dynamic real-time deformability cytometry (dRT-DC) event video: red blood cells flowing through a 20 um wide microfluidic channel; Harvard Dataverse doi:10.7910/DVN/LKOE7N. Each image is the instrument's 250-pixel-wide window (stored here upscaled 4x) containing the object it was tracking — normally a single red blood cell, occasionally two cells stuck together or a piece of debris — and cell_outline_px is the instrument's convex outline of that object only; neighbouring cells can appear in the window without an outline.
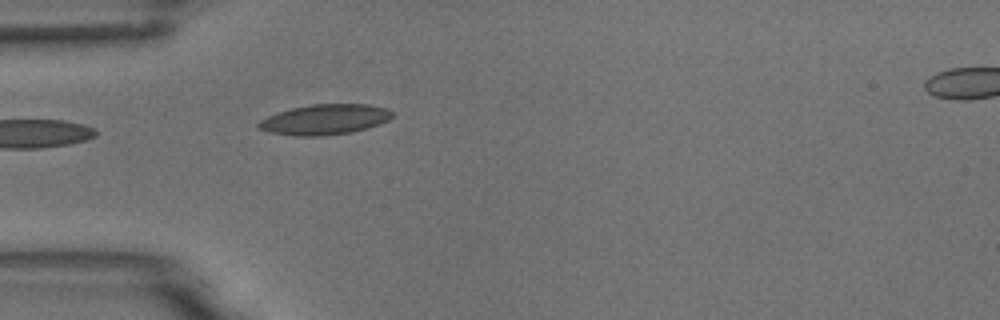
{"species": "common noctule bat (a hibernating species)", "species_latin": "Nyctalus noctula", "temperature_condition": "room temperature", "stored_images_in_passage": 5, "camera_frame_rate_fps": 3000, "um_per_image_px": 0.085, "animal": {"sex": "male", "body_mass_g": 18.8}, "frame": {"image": 1, "passage_image": 4, "time_ms": 1.0, "image_size_px": [1000, 320], "cell_outline_px": [[392, 116], [388, 120], [380, 124], [368, 128], [352, 132], [320, 136], [296, 136], [272, 132], [260, 128], [256, 124], [260, 120], [268, 116], [292, 108], [312, 104], [368, 104], [388, 108], [392, 112]], "centroid_in_image_um": [27.65, 10.15], "position_along_channel_um": 57.3, "area_um2": 23.47}}